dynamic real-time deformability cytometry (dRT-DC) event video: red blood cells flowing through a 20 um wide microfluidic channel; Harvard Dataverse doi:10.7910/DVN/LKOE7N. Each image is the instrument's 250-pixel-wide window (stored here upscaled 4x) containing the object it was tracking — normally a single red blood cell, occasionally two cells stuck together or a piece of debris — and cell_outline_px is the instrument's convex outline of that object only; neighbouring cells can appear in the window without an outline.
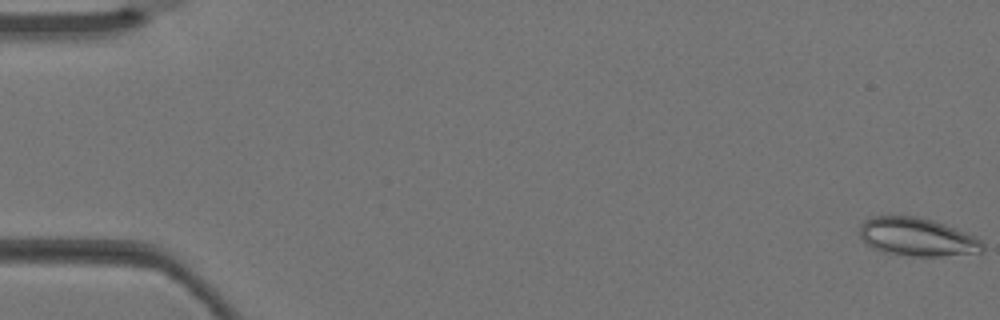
{"species": "Egyptian fruit bat (a non-hibernating species)", "species_latin": "Rousettus aegyptiacus", "temperature_condition": "warm", "stored_images_in_passage": 4, "camera_frame_rate_fps": 3000, "um_per_image_px": 0.085, "animal": {"sex": "female"}, "frame": {"image": 1, "passage_image": 1, "time_ms": 0.0, "image_size_px": [1000, 320], "cell_outline_px": [[984, 252], [940, 256], [908, 256], [884, 252], [872, 248], [860, 236], [860, 224], [864, 220], [872, 216], [916, 216], [932, 220], [944, 224], [976, 236], [984, 244]], "centroid_in_image_um": [77.96, 20.14], "position_along_channel_um": 7.0, "area_um2": 27.46}}